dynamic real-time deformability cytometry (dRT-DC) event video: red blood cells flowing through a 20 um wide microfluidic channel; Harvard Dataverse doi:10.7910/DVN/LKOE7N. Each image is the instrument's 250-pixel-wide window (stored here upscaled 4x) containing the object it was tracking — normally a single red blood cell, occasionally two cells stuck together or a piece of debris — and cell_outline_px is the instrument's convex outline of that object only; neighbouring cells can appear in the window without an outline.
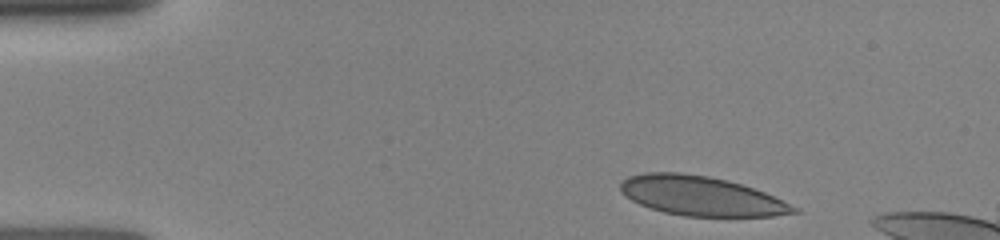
{"species": "human", "species_latin": "Homo sapiens", "temperature_condition": "room temperature", "stored_images_in_passage": 19, "camera_frame_rate_fps": 3000, "um_per_image_px": 0.085, "donor": {"sex": "female"}, "frame": {"image": 1, "passage_image": 1, "time_ms": 0.0, "image_size_px": [1000, 240], "cell_outline_px": [[800, 212], [772, 216], [684, 216], [664, 212], [640, 204], [624, 196], [620, 192], [620, 184], [628, 176], [644, 172], [680, 172], [708, 176], [728, 180], [764, 192], [800, 208]], "centroid_in_image_um": [59.58, 16.65], "position_along_channel_um": 25.4, "area_um2": 39.77}}
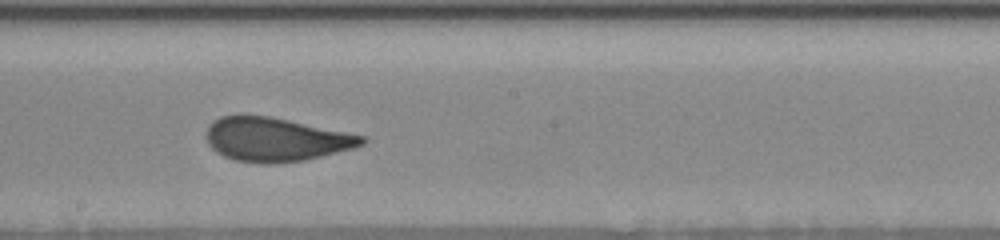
{"frame": {"image": 2, "passage_image": 12, "time_ms": 6.667, "image_size_px": [1000, 240], "cell_outline_px": [[368, 140], [364, 144], [352, 148], [304, 160], [276, 164], [260, 164], [236, 160], [224, 156], [216, 152], [208, 144], [204, 136], [208, 124], [212, 120], [220, 116], [268, 116], [288, 120], [364, 136]], "centroid_in_image_um": [23.37, 11.86], "position_along_channel_um": 224.8, "area_um2": 39.54}}
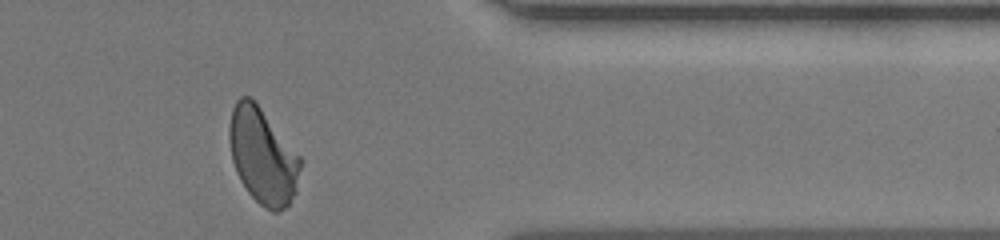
{"frame": {"image": 3, "passage_image": 19, "time_ms": 11.0, "image_size_px": [1000, 240], "cell_outline_px": [[300, 168], [296, 192], [288, 204], [284, 208], [276, 212], [272, 212], [260, 204], [248, 192], [240, 180], [236, 172], [232, 160], [228, 136], [228, 128], [232, 108], [236, 100], [240, 96], [248, 96], [260, 108], [300, 156]], "centroid_in_image_um": [22.3, 13.27], "position_along_channel_um": 389.1, "area_um2": 39.19}}